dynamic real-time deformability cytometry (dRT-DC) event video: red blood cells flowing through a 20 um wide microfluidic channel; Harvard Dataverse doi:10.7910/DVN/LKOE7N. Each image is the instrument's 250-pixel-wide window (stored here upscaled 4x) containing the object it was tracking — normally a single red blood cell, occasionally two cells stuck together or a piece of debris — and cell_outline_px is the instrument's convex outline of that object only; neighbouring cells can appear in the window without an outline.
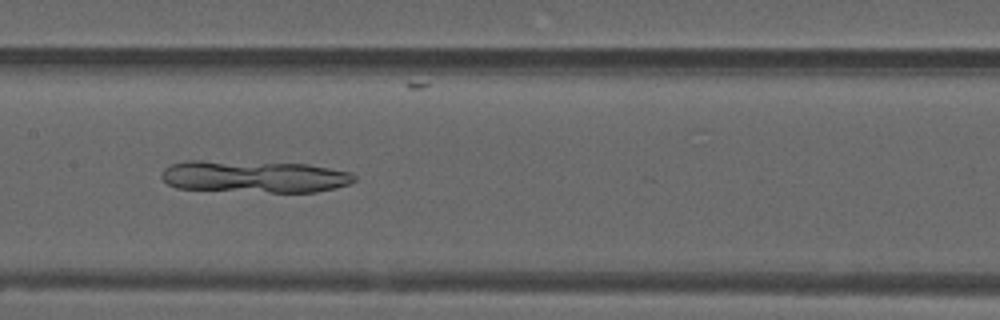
{"species": "common noctule bat (a hibernating species)", "species_latin": "Nyctalus noctula", "temperature_condition": "warm", "stored_images_in_passage": 41, "camera_frame_rate_fps": 3000, "um_per_image_px": 0.085, "animal": {"sex": "male", "forearm_length_mm": 52.5}, "frame": {"image": 1, "passage_image": 25, "time_ms": 8.0, "image_size_px": [1000, 320], "cell_outline_px": [[356, 180], [348, 184], [336, 188], [316, 192], [272, 192], [176, 188], [168, 184], [160, 176], [164, 168], [168, 164], [184, 160], [200, 160], [308, 164], [348, 172], [356, 176]], "centroid_in_image_um": [21.57, 15.0], "position_along_channel_um": 185.8, "area_um2": 36.07}}
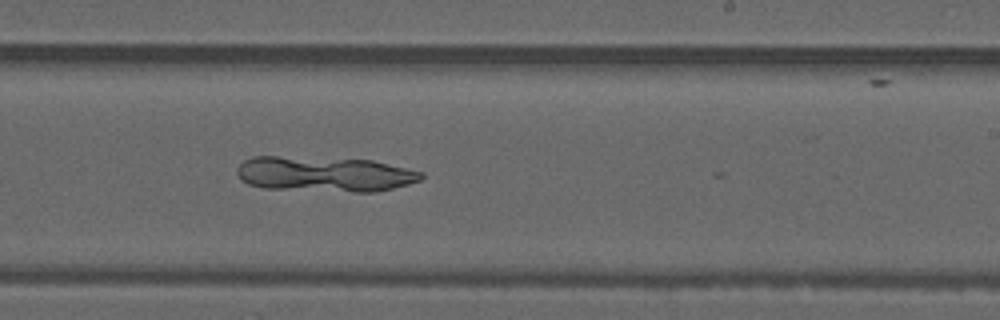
{"frame": {"image": 2, "passage_image": 31, "time_ms": 10.0, "image_size_px": [1000, 320], "cell_outline_px": [[424, 176], [420, 180], [408, 184], [376, 192], [356, 192], [264, 188], [248, 184], [240, 180], [236, 172], [236, 168], [244, 160], [252, 156], [276, 156], [372, 160], [424, 172]], "centroid_in_image_um": [27.56, 14.8], "position_along_channel_um": 261.4, "area_um2": 37.92}}
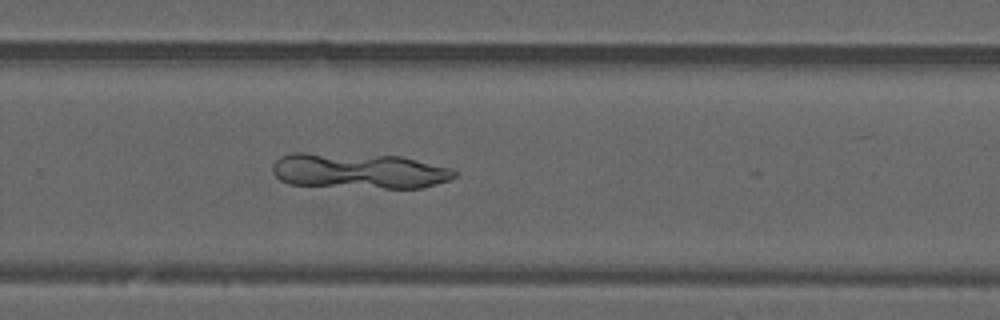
{"frame": {"image": 3, "passage_image": 34, "time_ms": 11.0, "image_size_px": [1000, 320], "cell_outline_px": [[456, 176], [448, 180], [424, 188], [384, 188], [288, 184], [280, 180], [272, 172], [272, 164], [280, 156], [292, 152], [304, 152], [400, 156], [452, 168], [456, 172]], "centroid_in_image_um": [30.48, 14.52], "position_along_channel_um": 299.3, "area_um2": 37.86}}